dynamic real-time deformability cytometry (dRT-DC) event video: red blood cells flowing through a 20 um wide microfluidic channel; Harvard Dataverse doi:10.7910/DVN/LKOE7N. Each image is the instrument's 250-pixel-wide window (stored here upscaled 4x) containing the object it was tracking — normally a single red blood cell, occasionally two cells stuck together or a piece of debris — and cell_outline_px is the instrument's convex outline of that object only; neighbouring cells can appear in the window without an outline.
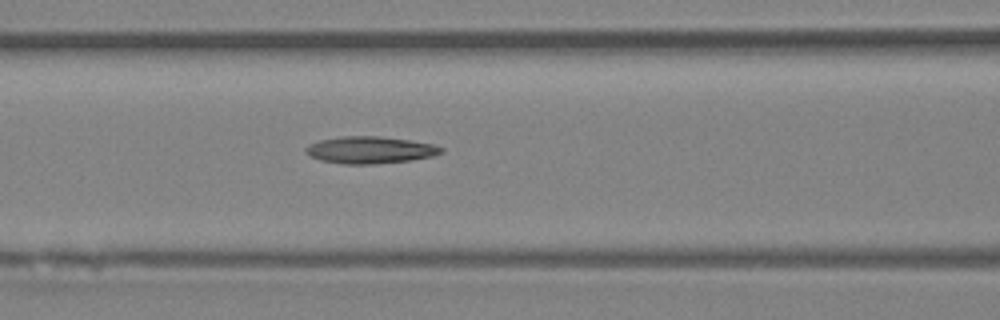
{"species": "Egyptian fruit bat (a non-hibernating species)", "species_latin": "Rousettus aegyptiacus", "temperature_condition": "room temperature", "stored_images_in_passage": 7, "camera_frame_rate_fps": 3000, "um_per_image_px": 0.085, "animal": {"sex": "female"}, "frame": {"image": 1, "passage_image": 7, "time_ms": 7.667, "image_size_px": [1000, 320], "cell_outline_px": [[444, 152], [432, 156], [408, 160], [372, 164], [344, 164], [320, 160], [308, 156], [304, 152], [304, 148], [308, 144], [320, 140], [340, 136], [380, 136], [408, 140], [432, 144], [444, 148]], "centroid_in_image_um": [31.39, 12.74], "position_along_channel_um": 135.2, "area_um2": 21.33}}